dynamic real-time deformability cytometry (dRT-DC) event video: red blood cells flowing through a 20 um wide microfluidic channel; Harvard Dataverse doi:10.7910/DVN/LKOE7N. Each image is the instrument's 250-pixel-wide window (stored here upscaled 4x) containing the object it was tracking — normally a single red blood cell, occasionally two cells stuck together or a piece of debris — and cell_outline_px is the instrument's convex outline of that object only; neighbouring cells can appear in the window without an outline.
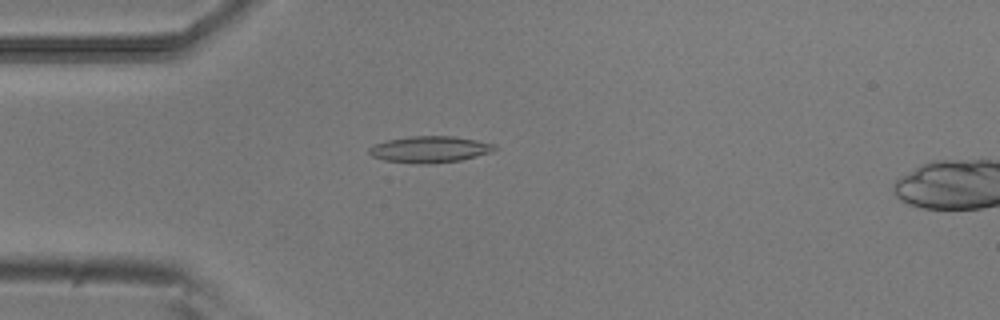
{"species": "common noctule bat (a hibernating species)", "species_latin": "Nyctalus noctula", "temperature_condition": "room temperature", "stored_images_in_passage": 53, "camera_frame_rate_fps": 3000, "um_per_image_px": 0.085, "animal": {"sex": "male", "body_mass_g": 20.5, "forearm_length_mm": 52.5}, "frame": {"image": 1, "passage_image": 14, "time_ms": 4.333, "image_size_px": [1000, 320], "cell_outline_px": [[496, 148], [492, 152], [460, 160], [420, 164], [416, 164], [384, 160], [372, 156], [368, 152], [368, 148], [376, 144], [388, 140], [412, 136], [452, 136], [476, 140], [496, 144]], "centroid_in_image_um": [36.53, 12.69], "position_along_channel_um": 48.5, "area_um2": 19.13}}
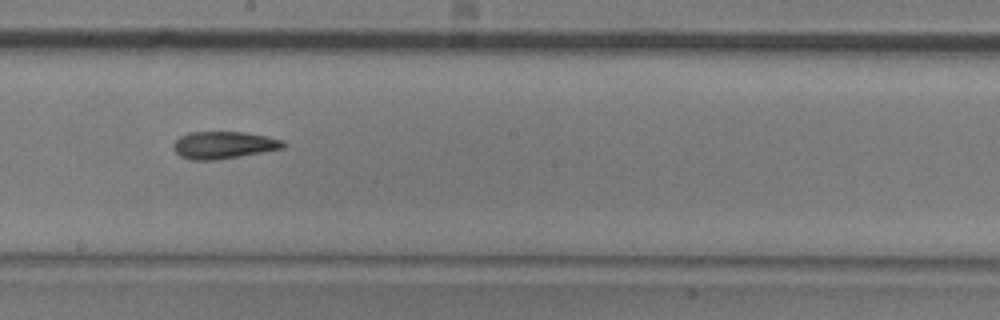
{"frame": {"image": 2, "passage_image": 29, "time_ms": 9.333, "image_size_px": [1000, 320], "cell_outline_px": [[288, 144], [284, 148], [240, 156], [216, 160], [192, 160], [180, 156], [172, 148], [172, 144], [180, 136], [188, 132], [244, 132], [268, 136], [284, 140]], "centroid_in_image_um": [19.02, 12.32], "position_along_channel_um": 229.2, "area_um2": 17.63}}
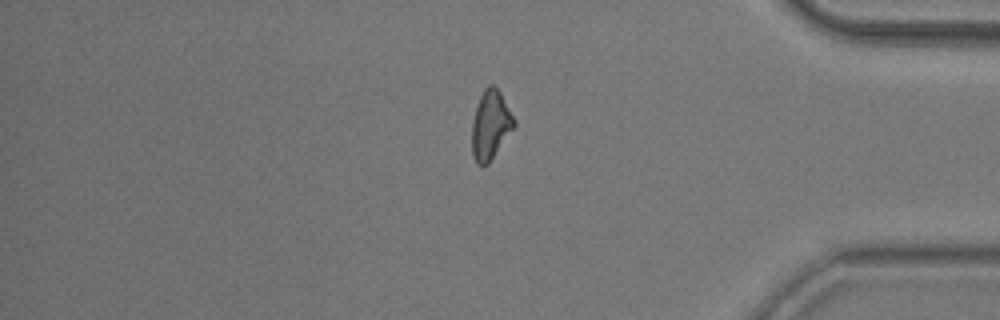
{"frame": {"image": 3, "passage_image": 44, "time_ms": 14.333, "image_size_px": [1000, 320], "cell_outline_px": [[516, 124], [488, 164], [484, 168], [480, 168], [476, 164], [472, 156], [472, 120], [480, 96], [484, 88], [488, 84], [492, 84], [500, 92], [516, 120]], "centroid_in_image_um": [41.68, 10.66], "position_along_channel_um": 393.5, "area_um2": 17.05}}